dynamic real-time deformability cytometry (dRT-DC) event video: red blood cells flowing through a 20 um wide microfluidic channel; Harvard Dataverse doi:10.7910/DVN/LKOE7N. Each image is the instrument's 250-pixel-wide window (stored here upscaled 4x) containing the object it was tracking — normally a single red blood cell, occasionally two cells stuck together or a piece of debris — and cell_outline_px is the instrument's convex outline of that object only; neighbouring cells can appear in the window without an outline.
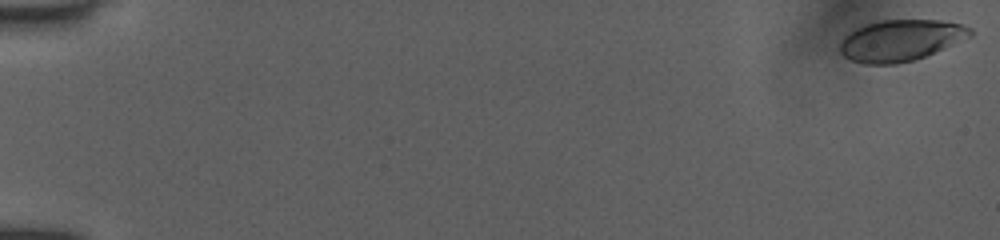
{"species": "human", "species_latin": "Homo sapiens", "temperature_condition": "room temperature", "stored_images_in_passage": 30, "camera_frame_rate_fps": 3000, "um_per_image_px": 0.085, "donor": {"sex": "female"}, "frame": {"image": 1, "passage_image": 1, "time_ms": 0.0, "image_size_px": [1000, 240], "cell_outline_px": [[972, 36], [924, 56], [912, 60], [896, 64], [864, 64], [852, 60], [844, 56], [840, 52], [840, 40], [848, 32], [864, 24], [880, 20], [940, 20], [964, 24], [972, 28]], "centroid_in_image_um": [76.54, 3.41], "position_along_channel_um": 8.5, "area_um2": 31.39}}
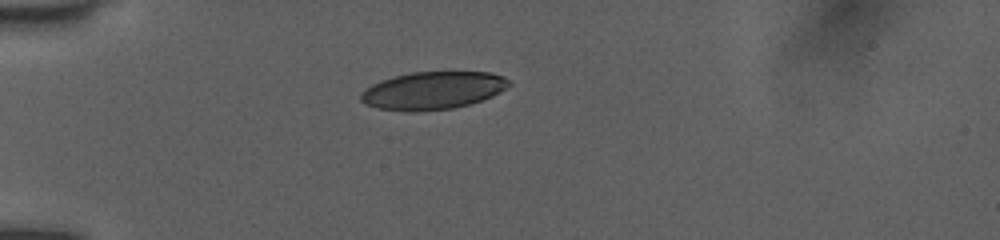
{"frame": {"image": 2, "passage_image": 26, "time_ms": 5.0, "image_size_px": [1000, 240], "cell_outline_px": [[512, 84], [500, 92], [492, 96], [468, 104], [452, 108], [416, 112], [408, 112], [376, 108], [364, 104], [360, 100], [360, 92], [372, 84], [380, 80], [412, 72], [492, 72], [504, 76], [512, 80]], "centroid_in_image_um": [36.79, 7.69], "position_along_channel_um": 48.2, "area_um2": 32.83}}